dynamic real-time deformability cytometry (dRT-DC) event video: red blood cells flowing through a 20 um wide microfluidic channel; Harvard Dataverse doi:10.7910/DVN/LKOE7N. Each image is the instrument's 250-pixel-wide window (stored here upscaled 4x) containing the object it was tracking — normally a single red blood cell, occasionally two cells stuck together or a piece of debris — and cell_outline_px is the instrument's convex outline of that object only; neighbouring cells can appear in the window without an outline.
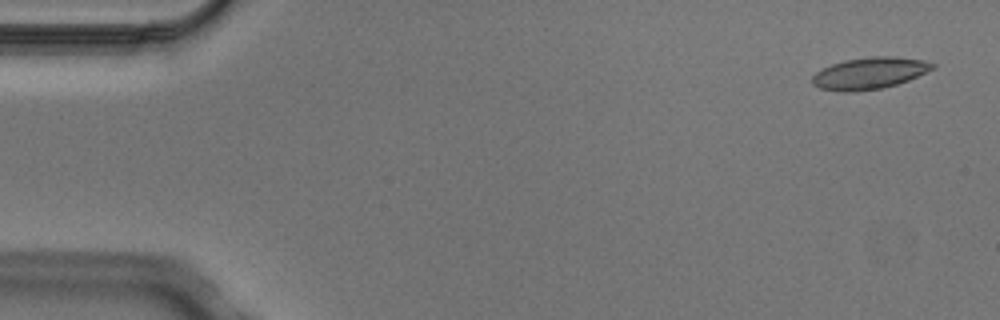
{"species": "Egyptian fruit bat (a non-hibernating species)", "species_latin": "Rousettus aegyptiacus", "temperature_condition": "cold", "stored_images_in_passage": 4, "camera_frame_rate_fps": 3000, "um_per_image_px": 0.085, "animal": {"sex": "male"}, "frame": {"image": 1, "passage_image": 1, "time_ms": 0.0, "image_size_px": [1000, 320], "cell_outline_px": [[936, 64], [932, 68], [908, 80], [896, 84], [880, 88], [852, 92], [840, 92], [820, 88], [812, 84], [812, 76], [816, 72], [832, 64], [844, 60], [872, 56], [892, 56], [924, 60]], "centroid_in_image_um": [73.86, 6.22], "position_along_channel_um": 11.1, "area_um2": 21.96}}